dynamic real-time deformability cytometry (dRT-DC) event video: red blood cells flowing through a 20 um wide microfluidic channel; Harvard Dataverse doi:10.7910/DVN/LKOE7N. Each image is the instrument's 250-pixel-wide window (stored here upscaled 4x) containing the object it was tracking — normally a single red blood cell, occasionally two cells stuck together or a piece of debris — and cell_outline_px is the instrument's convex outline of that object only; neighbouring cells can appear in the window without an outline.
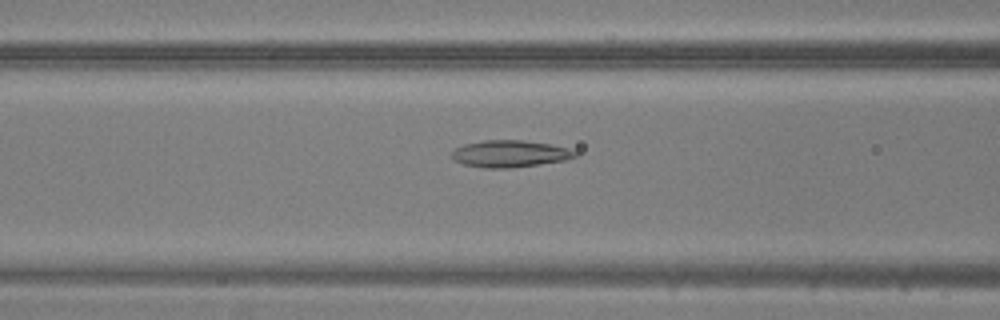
{"species": "common noctule bat (a hibernating species)", "species_latin": "Nyctalus noctula", "temperature_condition": "warm", "stored_images_in_passage": 49, "camera_frame_rate_fps": 3000, "um_per_image_px": 0.085, "animal": {"sex": "male", "body_mass_g": 20.5, "forearm_length_mm": 52.5}, "frame": {"image": 1, "passage_image": 20, "time_ms": 6.333, "image_size_px": [1000, 320], "cell_outline_px": [[580, 152], [576, 156], [564, 160], [540, 164], [508, 168], [484, 168], [464, 164], [456, 160], [452, 156], [452, 152], [456, 148], [464, 144], [484, 140], [524, 140], [548, 144], [568, 148]], "centroid_in_image_um": [43.36, 13.06], "position_along_channel_um": 123.2, "area_um2": 19.19}}
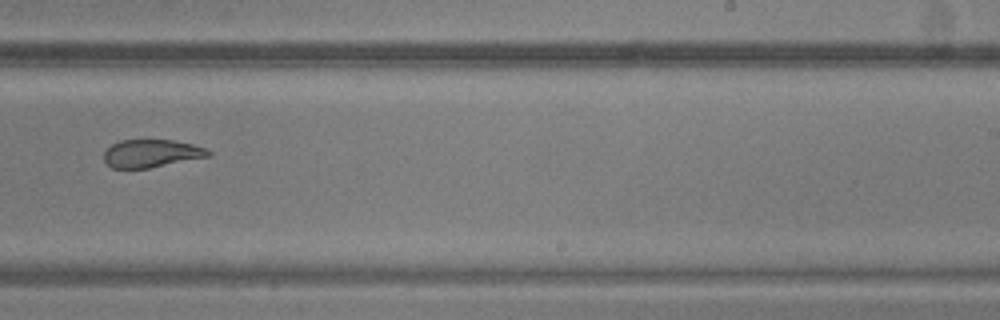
{"frame": {"image": 2, "passage_image": 31, "time_ms": 10.0, "image_size_px": [1000, 320], "cell_outline_px": [[212, 156], [148, 168], [112, 168], [104, 160], [104, 152], [112, 144], [120, 140], [172, 140], [192, 144], [204, 148], [212, 152]], "centroid_in_image_um": [12.88, 13.04], "position_along_channel_um": 276.1, "area_um2": 16.88}}
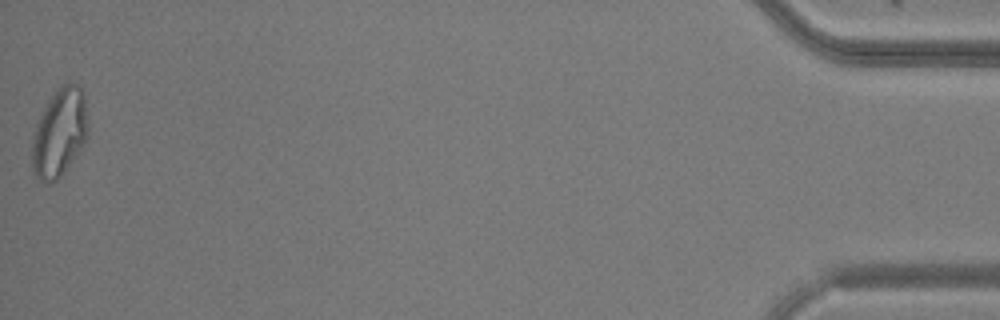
{"frame": {"image": 3, "passage_image": 49, "time_ms": 16.0, "image_size_px": [1000, 320], "cell_outline_px": [[88, 136], [84, 144], [64, 172], [56, 180], [48, 184], [40, 180], [32, 172], [32, 136], [36, 124], [48, 100], [64, 84], [72, 80], [80, 84], [84, 96], [88, 120]], "centroid_in_image_um": [5.07, 11.27], "position_along_channel_um": 430.1, "area_um2": 28.96}}